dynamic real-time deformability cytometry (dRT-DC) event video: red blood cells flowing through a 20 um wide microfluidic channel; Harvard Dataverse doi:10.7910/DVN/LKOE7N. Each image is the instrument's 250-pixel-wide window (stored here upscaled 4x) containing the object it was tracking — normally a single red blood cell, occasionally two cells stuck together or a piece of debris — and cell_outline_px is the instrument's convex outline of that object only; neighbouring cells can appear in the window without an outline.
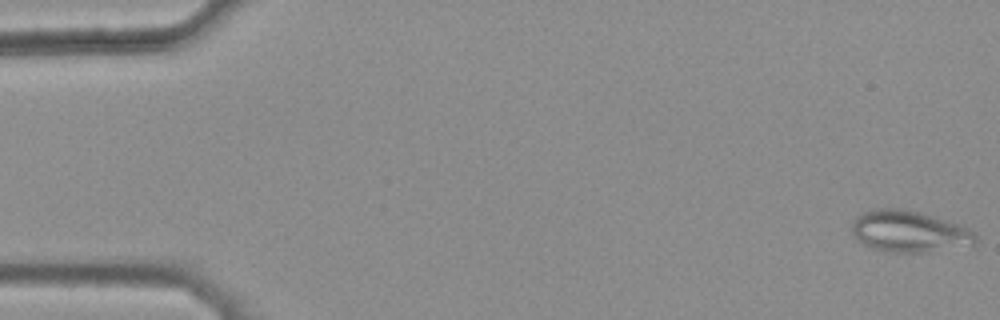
{"species": "common noctule bat (a hibernating species)", "species_latin": "Nyctalus noctula", "temperature_condition": "warm", "stored_images_in_passage": 45, "camera_frame_rate_fps": 3000, "um_per_image_px": 0.085, "animal": {"sex": "female", "body_mass_g": 25.1}, "frame": {"image": 1, "passage_image": 1, "time_ms": 0.0, "image_size_px": [1000, 320], "cell_outline_px": [[976, 240], [972, 244], [928, 252], [884, 252], [872, 248], [864, 244], [852, 232], [852, 220], [856, 216], [872, 208], [904, 208], [936, 216], [968, 228], [976, 232]], "centroid_in_image_um": [77.25, 19.65], "position_along_channel_um": 7.7, "area_um2": 29.94}}
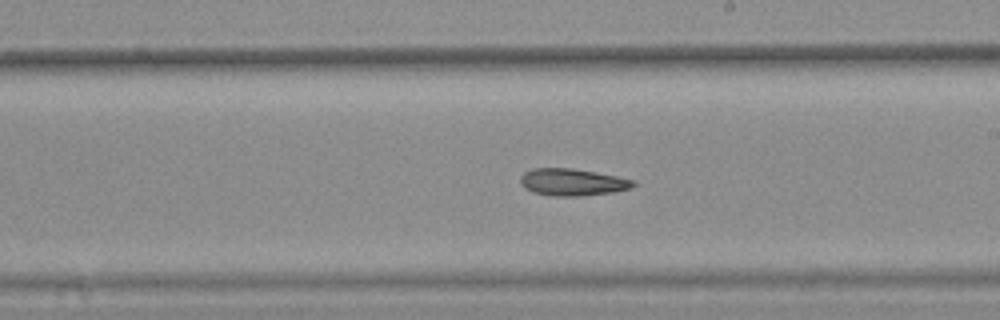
{"frame": {"image": 2, "passage_image": 30, "time_ms": 9.667, "image_size_px": [1000, 320], "cell_outline_px": [[636, 184], [632, 188], [612, 192], [580, 196], [552, 196], [532, 192], [524, 188], [520, 184], [520, 176], [524, 172], [532, 168], [572, 168], [596, 172], [636, 180]], "centroid_in_image_um": [48.64, 15.48], "position_along_channel_um": 240.4, "area_um2": 17.98}}
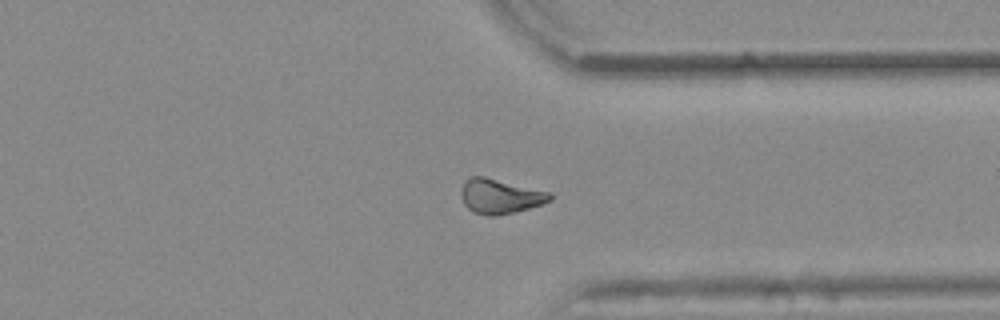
{"frame": {"image": 3, "passage_image": 40, "time_ms": 13.0, "image_size_px": [1000, 320], "cell_outline_px": [[556, 196], [552, 200], [528, 208], [496, 216], [488, 216], [472, 212], [464, 204], [460, 196], [460, 192], [464, 180], [472, 176], [484, 176], [552, 192]], "centroid_in_image_um": [42.51, 16.67], "position_along_channel_um": 368.9, "area_um2": 18.21}}